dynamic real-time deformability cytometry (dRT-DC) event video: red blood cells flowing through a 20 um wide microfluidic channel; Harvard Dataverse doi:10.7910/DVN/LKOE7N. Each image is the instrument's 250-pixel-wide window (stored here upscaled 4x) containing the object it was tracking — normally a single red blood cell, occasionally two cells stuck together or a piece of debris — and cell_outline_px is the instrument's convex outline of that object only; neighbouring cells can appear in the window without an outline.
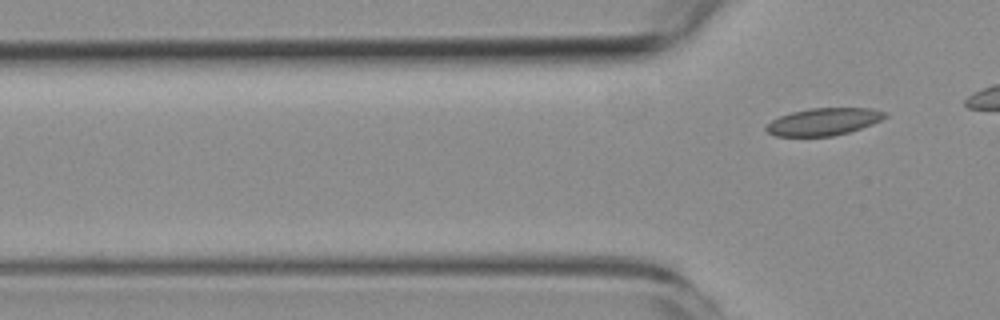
{"species": "common noctule bat (a hibernating species)", "species_latin": "Nyctalus noctula", "temperature_condition": "room temperature", "stored_images_in_passage": 6, "camera_frame_rate_fps": 3000, "um_per_image_px": 0.085, "animal": {"sex": "female", "body_mass_g": 19.3, "forearm_length_mm": 54.1}, "frame": {"image": 1, "passage_image": 6, "time_ms": 7.333, "image_size_px": [1000, 320], "cell_outline_px": [[888, 116], [872, 124], [848, 132], [832, 136], [776, 136], [768, 132], [764, 128], [772, 120], [780, 116], [792, 112], [808, 108], [872, 108], [888, 112]], "centroid_in_image_um": [70.03, 10.33], "position_along_channel_um": 55.8, "area_um2": 18.84}}